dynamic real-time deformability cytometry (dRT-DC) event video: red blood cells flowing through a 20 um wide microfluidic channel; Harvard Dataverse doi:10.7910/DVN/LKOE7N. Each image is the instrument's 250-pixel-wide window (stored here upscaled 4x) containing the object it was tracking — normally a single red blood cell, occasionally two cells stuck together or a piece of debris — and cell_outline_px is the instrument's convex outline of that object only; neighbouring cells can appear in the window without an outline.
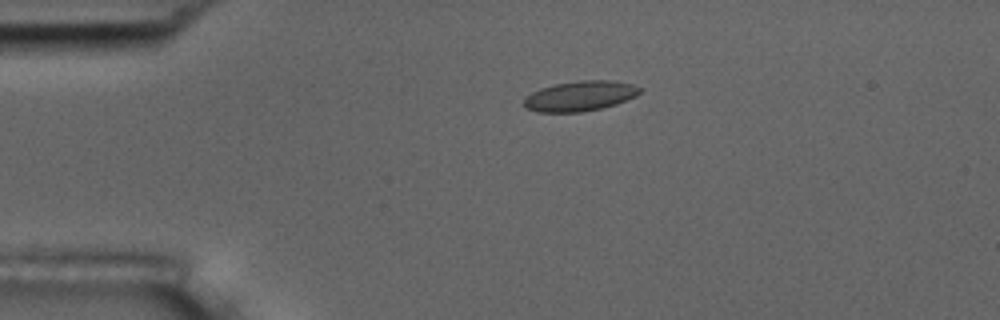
{"species": "common noctule bat (a hibernating species)", "species_latin": "Nyctalus noctula", "temperature_condition": "room temperature", "stored_images_in_passage": 4, "camera_frame_rate_fps": 3000, "um_per_image_px": 0.085, "animal": {"sex": "male", "body_mass_g": 17.5, "forearm_length_mm": 52.3}, "frame": {"image": 1, "passage_image": 3, "time_ms": 2.333, "image_size_px": [1000, 320], "cell_outline_px": [[640, 92], [636, 96], [616, 104], [600, 108], [580, 112], [536, 112], [528, 108], [524, 104], [524, 100], [532, 92], [540, 88], [552, 84], [580, 80], [608, 80], [632, 84], [640, 88]], "centroid_in_image_um": [49.29, 8.15], "position_along_channel_um": 35.7, "area_um2": 20.17}}